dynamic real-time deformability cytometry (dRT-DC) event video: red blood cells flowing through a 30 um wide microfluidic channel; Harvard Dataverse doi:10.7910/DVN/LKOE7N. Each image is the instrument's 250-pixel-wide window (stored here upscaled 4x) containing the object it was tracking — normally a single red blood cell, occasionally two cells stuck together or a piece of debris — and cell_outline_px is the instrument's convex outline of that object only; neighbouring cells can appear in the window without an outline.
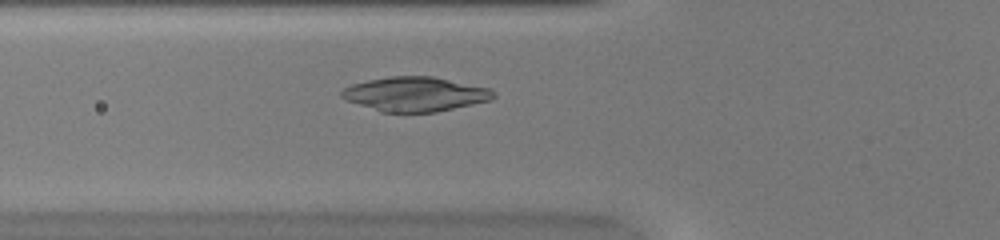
{"species": "common noctule bat (a hibernating species)", "species_latin": "Nyctalus noctula", "temperature_condition": "warm", "stored_images_in_passage": 47, "camera_frame_rate_fps": 3000, "um_per_image_px": 0.085, "animal": {"sex": "female", "body_mass_g": 20.0, "forearm_length_mm": 54.0}, "frame": {"image": 1, "passage_image": 15, "time_ms": 4.667, "image_size_px": [1000, 240], "cell_outline_px": [[496, 96], [492, 100], [436, 112], [380, 112], [348, 100], [340, 96], [340, 92], [344, 88], [352, 84], [368, 80], [392, 76], [432, 76], [492, 88], [496, 92]], "centroid_in_image_um": [35.34, 8.0], "position_along_channel_um": 90.5, "area_um2": 30.52}}
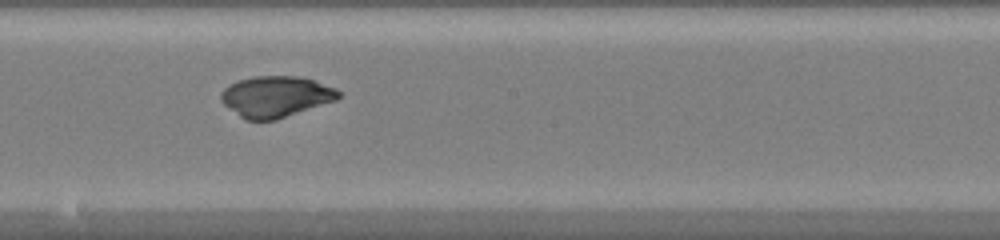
{"frame": {"image": 2, "passage_image": 25, "time_ms": 8.0, "image_size_px": [1000, 240], "cell_outline_px": [[344, 96], [336, 100], [276, 120], [244, 120], [224, 104], [220, 100], [220, 92], [224, 88], [240, 80], [252, 76], [300, 76], [336, 88]], "centroid_in_image_um": [23.45, 8.21], "position_along_channel_um": 224.7, "area_um2": 28.15}}
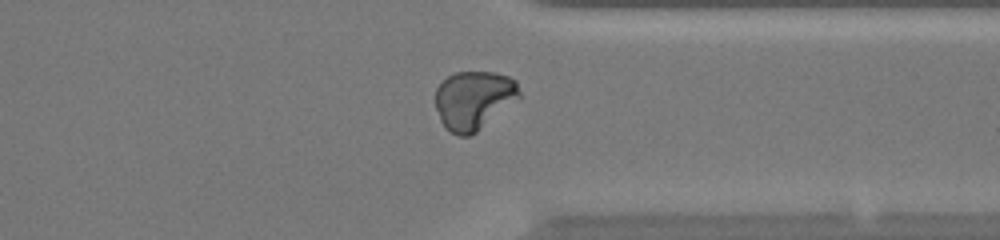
{"frame": {"image": 3, "passage_image": 36, "time_ms": 11.667, "image_size_px": [1000, 240], "cell_outline_px": [[520, 96], [476, 132], [468, 136], [460, 136], [444, 128], [440, 120], [436, 108], [436, 88], [448, 76], [456, 72], [496, 72], [508, 76], [516, 80], [520, 92]], "centroid_in_image_um": [40.25, 8.49], "position_along_channel_um": 371.2, "area_um2": 28.38}, "authors_computed_cell_mechanics": {"area_um2": 28.7266, "velocity_mm_per_s": 4.019, "shape_relaxation_time_tau1_ms": null, "shape_relaxation_time_tau2_ms": 0.8947, "deformation_change_tau1": null, "deformation_change_tau2": 0.0187}}